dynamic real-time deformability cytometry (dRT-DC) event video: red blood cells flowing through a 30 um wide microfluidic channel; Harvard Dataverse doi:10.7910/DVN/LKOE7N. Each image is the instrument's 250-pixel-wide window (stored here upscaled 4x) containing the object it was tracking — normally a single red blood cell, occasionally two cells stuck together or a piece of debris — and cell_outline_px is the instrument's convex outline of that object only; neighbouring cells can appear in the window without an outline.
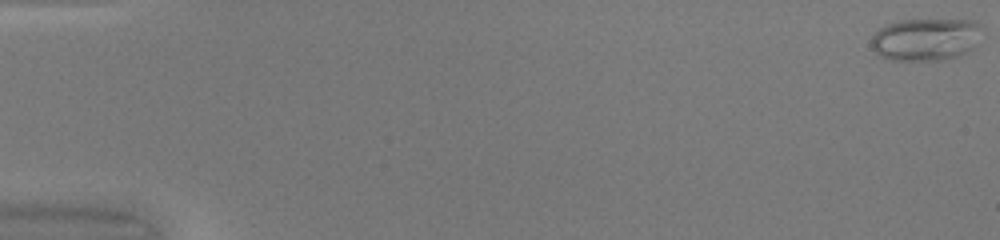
{"species": "common noctule bat (a hibernating species)", "species_latin": "Nyctalus noctula", "temperature_condition": "warm", "stored_images_in_passage": 13, "camera_frame_rate_fps": 3000, "um_per_image_px": 0.085, "animal": {"sex": "female", "body_mass_g": 20.0, "forearm_length_mm": 54.0}, "frame": {"image": 1, "passage_image": 1, "time_ms": 0.0, "image_size_px": [1000, 240], "cell_outline_px": [[976, 24], [972, 48], [956, 56], [940, 60], [888, 60], [880, 56], [872, 48], [872, 36], [880, 28], [888, 24], [900, 20], [976, 20]], "centroid_in_image_um": [78.54, 3.35], "position_along_channel_um": 6.5, "area_um2": 26.41}}